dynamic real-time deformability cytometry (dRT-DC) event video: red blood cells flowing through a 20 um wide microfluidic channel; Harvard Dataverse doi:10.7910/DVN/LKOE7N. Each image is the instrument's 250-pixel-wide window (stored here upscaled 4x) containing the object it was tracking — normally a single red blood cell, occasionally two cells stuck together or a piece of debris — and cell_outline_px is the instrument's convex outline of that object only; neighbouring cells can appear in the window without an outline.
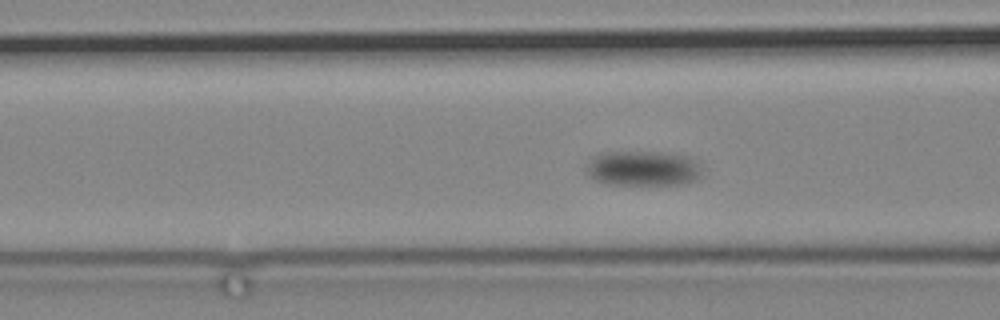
{"species": "common noctule bat (a hibernating species)", "species_latin": "Nyctalus noctula", "temperature_condition": "cold", "stored_images_in_passage": 73, "camera_frame_rate_fps": 3000, "um_per_image_px": 0.085, "animal": {"sex": "male", "body_mass_g": 19.2, "forearm_length_mm": 51.8}, "frame": {"image": 1, "passage_image": 20, "time_ms": 6.333, "image_size_px": [1000, 320], "cell_outline_px": [[700, 176], [696, 180], [684, 184], [604, 184], [588, 176], [584, 168], [596, 156], [604, 152], [656, 152], [688, 156], [700, 168]], "centroid_in_image_um": [54.61, 14.32], "position_along_channel_um": 112.0, "area_um2": 23.35}}
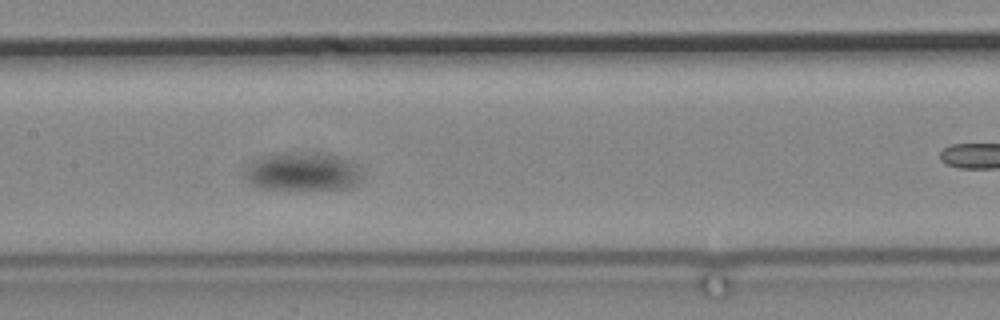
{"frame": {"image": 2, "passage_image": 29, "time_ms": 9.333, "image_size_px": [1000, 320], "cell_outline_px": [[364, 176], [356, 184], [348, 188], [304, 192], [260, 188], [252, 184], [244, 176], [244, 168], [256, 160], [264, 156], [336, 156], [348, 160], [356, 164]], "centroid_in_image_um": [25.75, 14.72], "position_along_channel_um": 181.6, "area_um2": 25.72}}
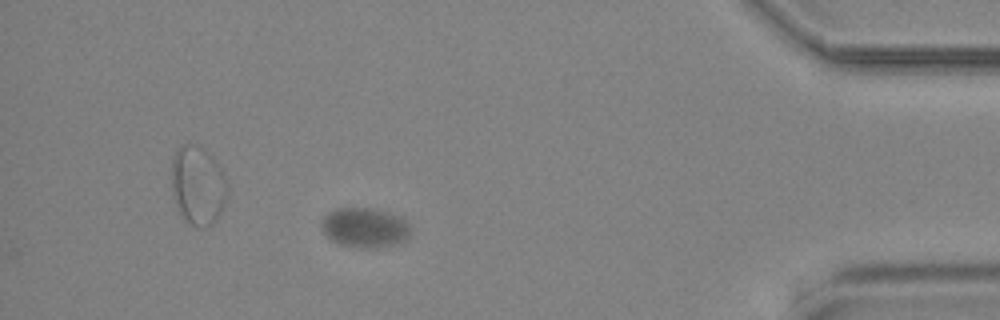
{"frame": {"image": 3, "passage_image": 63, "time_ms": 20.667, "image_size_px": [1000, 320], "cell_outline_px": [[408, 236], [400, 244], [376, 248], [356, 248], [336, 244], [324, 232], [324, 216], [328, 212], [336, 208], [372, 208], [388, 212], [400, 216], [408, 224]], "centroid_in_image_um": [31.02, 19.36], "position_along_channel_um": 404.2, "area_um2": 20.58}}